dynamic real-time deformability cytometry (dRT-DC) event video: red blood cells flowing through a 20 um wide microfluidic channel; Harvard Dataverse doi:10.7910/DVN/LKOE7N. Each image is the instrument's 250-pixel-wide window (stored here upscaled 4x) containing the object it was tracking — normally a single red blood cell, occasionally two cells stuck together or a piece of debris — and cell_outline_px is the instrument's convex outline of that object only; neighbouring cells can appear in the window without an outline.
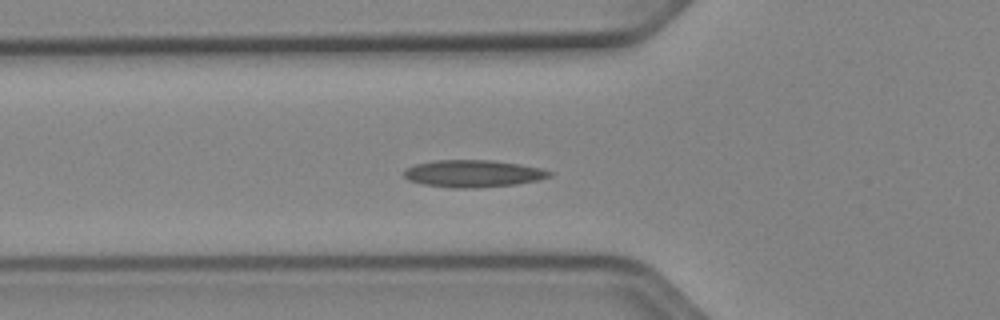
{"species": "Egyptian fruit bat (a non-hibernating species)", "species_latin": "Rousettus aegyptiacus", "temperature_condition": "cold", "stored_images_in_passage": 33, "camera_frame_rate_fps": 3000, "um_per_image_px": 0.085, "animal": {"sex": "female"}, "frame": {"image": 1, "passage_image": 2, "time_ms": 0.333, "image_size_px": [1000, 320], "cell_outline_px": [[552, 176], [540, 180], [516, 184], [472, 188], [452, 188], [420, 184], [408, 180], [404, 176], [404, 172], [408, 168], [416, 164], [436, 160], [492, 160], [520, 164], [540, 168], [552, 172]], "centroid_in_image_um": [40.23, 14.76], "position_along_channel_um": 85.6, "area_um2": 23.06}}
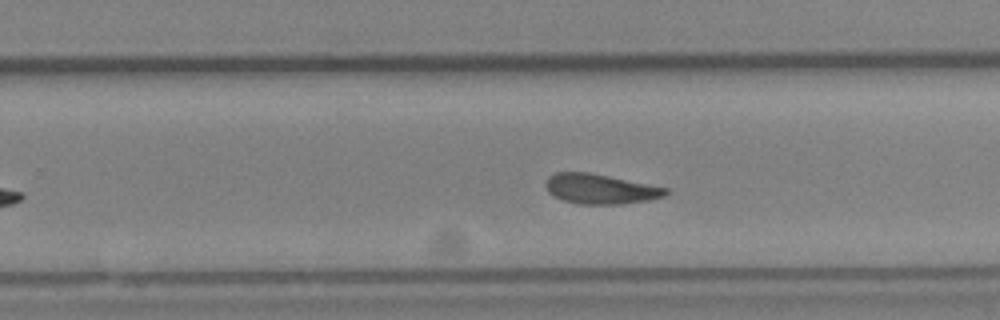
{"frame": {"image": 2, "passage_image": 17, "time_ms": 5.333, "image_size_px": [1000, 320], "cell_outline_px": [[668, 192], [664, 196], [648, 200], [620, 204], [580, 204], [564, 200], [552, 196], [548, 192], [544, 184], [548, 176], [556, 172], [588, 172], [668, 188]], "centroid_in_image_um": [50.97, 16.06], "position_along_channel_um": 278.8, "area_um2": 20.81}}
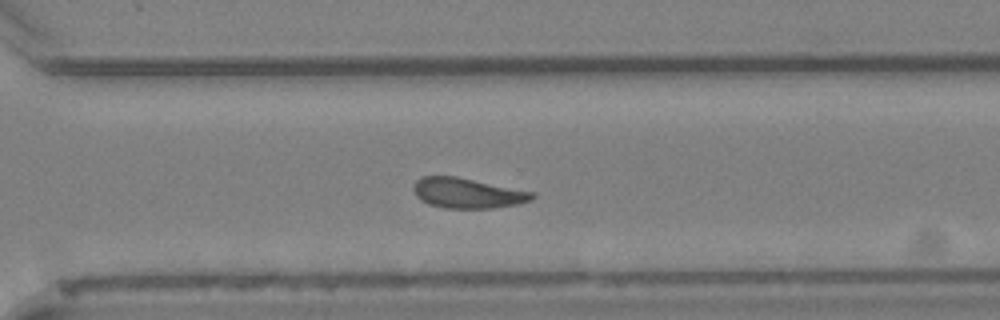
{"frame": {"image": 3, "passage_image": 21, "time_ms": 6.667, "image_size_px": [1000, 320], "cell_outline_px": [[536, 196], [532, 200], [516, 204], [492, 208], [444, 208], [428, 204], [420, 200], [416, 196], [412, 188], [416, 180], [424, 176], [456, 176], [532, 192]], "centroid_in_image_um": [39.68, 16.41], "position_along_channel_um": 330.9, "area_um2": 20.75}}